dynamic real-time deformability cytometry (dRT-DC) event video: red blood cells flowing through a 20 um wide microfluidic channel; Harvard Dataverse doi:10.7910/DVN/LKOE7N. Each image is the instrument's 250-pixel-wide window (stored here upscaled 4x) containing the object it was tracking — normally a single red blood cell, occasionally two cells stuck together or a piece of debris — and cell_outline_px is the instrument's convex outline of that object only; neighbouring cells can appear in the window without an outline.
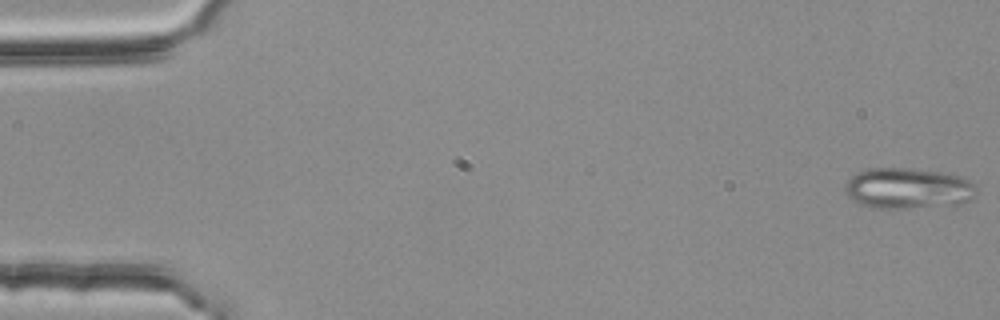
{"species": "common noctule bat (a hibernating species)", "species_latin": "Nyctalus noctula", "temperature_condition": "room temperature", "stored_images_in_passage": 54, "camera_frame_rate_fps": 3000, "um_per_image_px": 0.085, "animal": {"sex": "female", "body_mass_g": 25.1}, "frame": {"image": 1, "passage_image": 1, "time_ms": 0.0, "image_size_px": [1000, 320], "cell_outline_px": [[976, 192], [968, 200], [960, 204], [904, 208], [872, 208], [860, 204], [848, 196], [844, 192], [844, 184], [856, 172], [868, 168], [908, 168], [944, 172], [964, 176], [976, 188]], "centroid_in_image_um": [77.14, 15.99], "position_along_channel_um": 7.9, "area_um2": 31.39}}
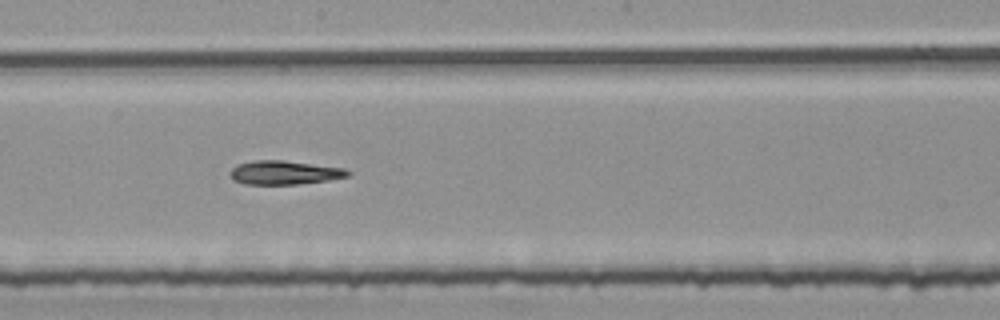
{"frame": {"image": 2, "passage_image": 30, "time_ms": 9.667, "image_size_px": [1000, 320], "cell_outline_px": [[352, 172], [348, 176], [328, 180], [296, 184], [244, 184], [232, 180], [228, 172], [236, 164], [252, 160], [284, 160], [344, 168]], "centroid_in_image_um": [24.12, 14.66], "position_along_channel_um": 224.1, "area_um2": 16.47}}
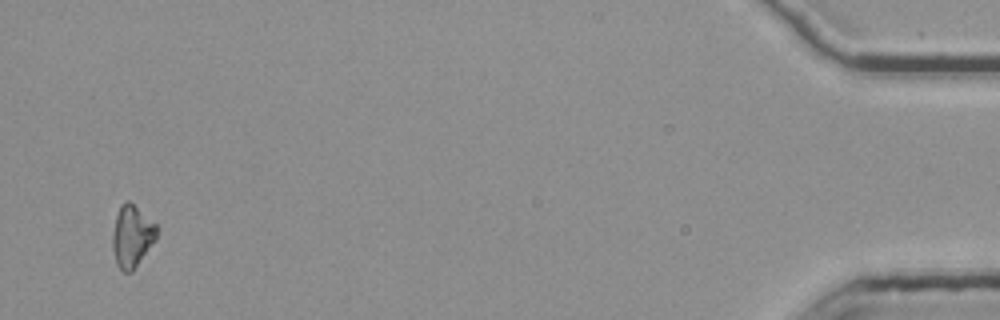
{"frame": {"image": 3, "passage_image": 53, "time_ms": 17.333, "image_size_px": [1000, 320], "cell_outline_px": [[160, 228], [156, 240], [132, 272], [124, 272], [116, 264], [112, 248], [112, 232], [116, 216], [120, 204], [124, 200], [128, 200], [156, 224]], "centroid_in_image_um": [11.22, 20.08], "position_along_channel_um": 424.0, "area_um2": 16.18}}